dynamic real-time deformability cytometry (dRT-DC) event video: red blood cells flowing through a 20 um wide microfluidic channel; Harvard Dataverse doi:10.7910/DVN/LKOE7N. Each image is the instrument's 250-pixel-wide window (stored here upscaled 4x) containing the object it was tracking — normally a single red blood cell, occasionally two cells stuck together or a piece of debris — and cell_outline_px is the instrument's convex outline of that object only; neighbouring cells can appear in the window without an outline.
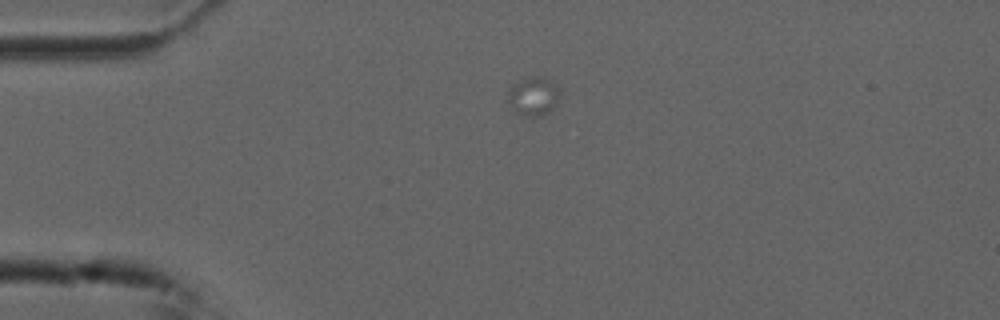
{"species": "common noctule bat (a hibernating species)", "species_latin": "Nyctalus noctula", "temperature_condition": "cold", "stored_images_in_passage": 42, "camera_frame_rate_fps": 3000, "um_per_image_px": 0.085, "animal": {"sex": "male", "forearm_length_mm": 52.5}, "frame": {"image": 1, "passage_image": 1, "time_ms": 0.0, "image_size_px": [1000, 320], "cell_outline_px": [[560, 96], [556, 104], [548, 112], [540, 116], [524, 116], [516, 112], [512, 108], [508, 100], [508, 92], [520, 80], [532, 76], [544, 76], [552, 80], [560, 88]], "centroid_in_image_um": [45.39, 8.16], "position_along_channel_um": 39.6, "area_um2": 11.73}}
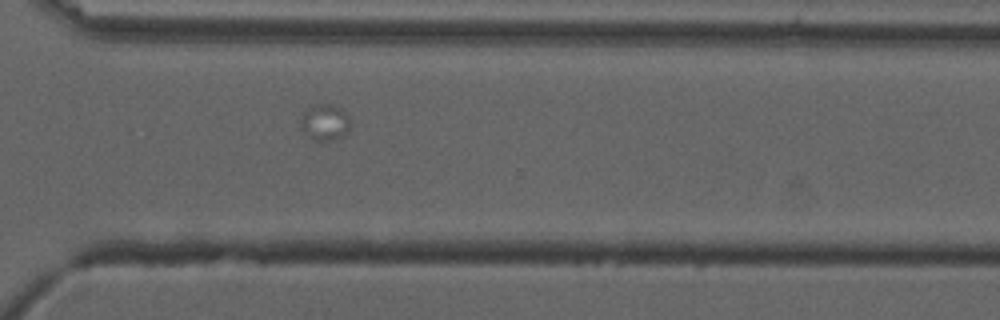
{"frame": {"image": 2, "passage_image": 30, "time_ms": 9.667, "image_size_px": [1000, 320], "cell_outline_px": [[352, 120], [348, 132], [336, 140], [312, 140], [300, 128], [300, 120], [304, 112], [312, 104], [332, 104], [344, 108], [348, 112]], "centroid_in_image_um": [27.66, 10.37], "position_along_channel_um": 342.9, "area_um2": 10.98}}
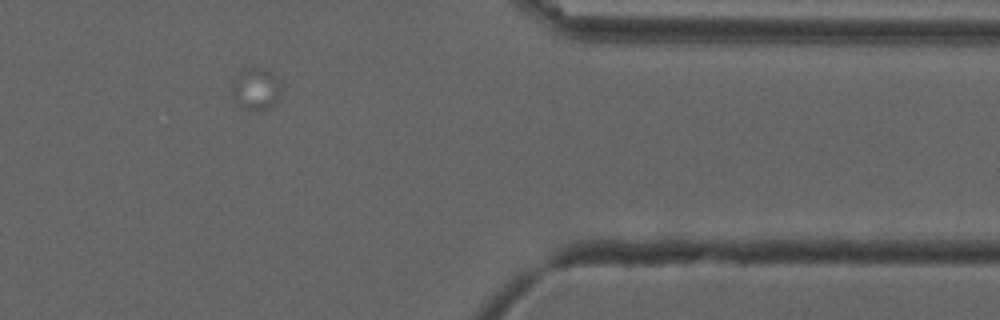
{"frame": {"image": 3, "passage_image": 36, "time_ms": 11.667, "image_size_px": [1000, 320], "cell_outline_px": [[280, 96], [268, 108], [240, 108], [232, 92], [232, 84], [236, 76], [240, 72], [248, 68], [264, 68], [272, 72], [276, 76], [280, 84]], "centroid_in_image_um": [21.76, 7.51], "position_along_channel_um": 389.6, "area_um2": 11.62}}